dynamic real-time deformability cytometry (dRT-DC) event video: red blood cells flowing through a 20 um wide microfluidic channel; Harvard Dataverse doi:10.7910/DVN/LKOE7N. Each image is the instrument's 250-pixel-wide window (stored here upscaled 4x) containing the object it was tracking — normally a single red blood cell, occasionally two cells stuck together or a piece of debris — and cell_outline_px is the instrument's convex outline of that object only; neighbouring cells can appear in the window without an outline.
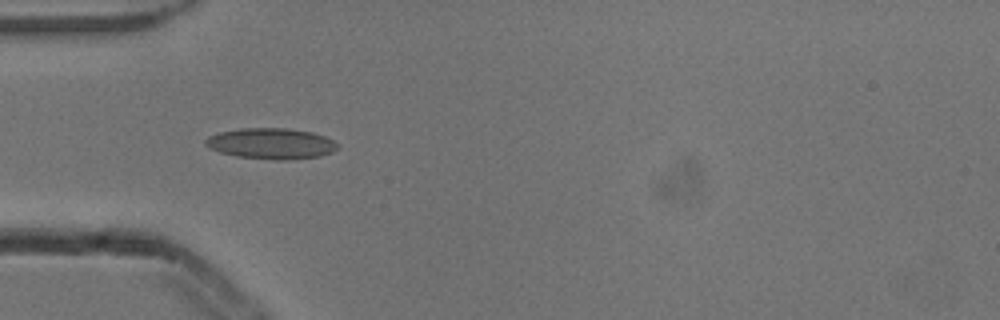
{"species": "common noctule bat (a hibernating species)", "species_latin": "Nyctalus noctula", "temperature_condition": "cold", "stored_images_in_passage": 2, "camera_frame_rate_fps": 3000, "um_per_image_px": 0.085, "animal": {"sex": "male", "body_mass_g": 13.3}, "frame": {"image": 1, "passage_image": 1, "time_ms": 0.0, "image_size_px": [1000, 320], "cell_outline_px": [[340, 144], [332, 152], [320, 156], [292, 160], [276, 160], [236, 156], [220, 152], [208, 148], [204, 144], [204, 140], [208, 136], [220, 132], [240, 128], [288, 128], [312, 132], [324, 136]], "centroid_in_image_um": [23.03, 12.2], "position_along_channel_um": 62.0, "area_um2": 23.93}}
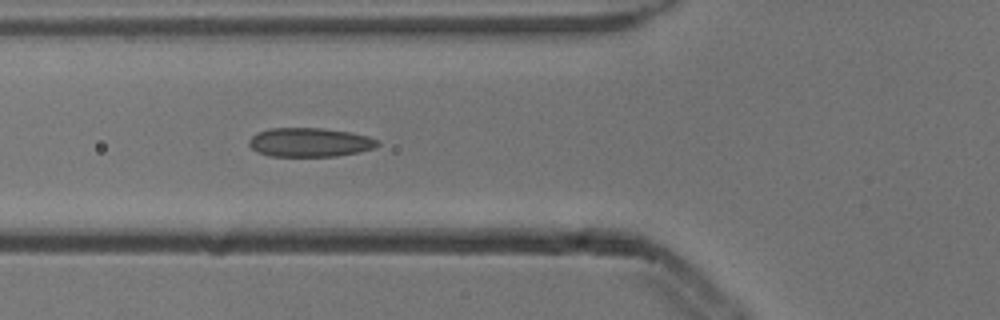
{"frame": {"image": 2, "passage_image": 2, "time_ms": 0.333, "image_size_px": [1000, 320], "cell_outline_px": [[380, 144], [376, 148], [360, 152], [336, 156], [268, 156], [256, 152], [248, 144], [248, 140], [256, 132], [268, 128], [324, 128], [348, 132], [368, 136], [380, 140]], "centroid_in_image_um": [26.33, 12.1], "position_along_channel_um": 99.5, "area_um2": 22.02}}